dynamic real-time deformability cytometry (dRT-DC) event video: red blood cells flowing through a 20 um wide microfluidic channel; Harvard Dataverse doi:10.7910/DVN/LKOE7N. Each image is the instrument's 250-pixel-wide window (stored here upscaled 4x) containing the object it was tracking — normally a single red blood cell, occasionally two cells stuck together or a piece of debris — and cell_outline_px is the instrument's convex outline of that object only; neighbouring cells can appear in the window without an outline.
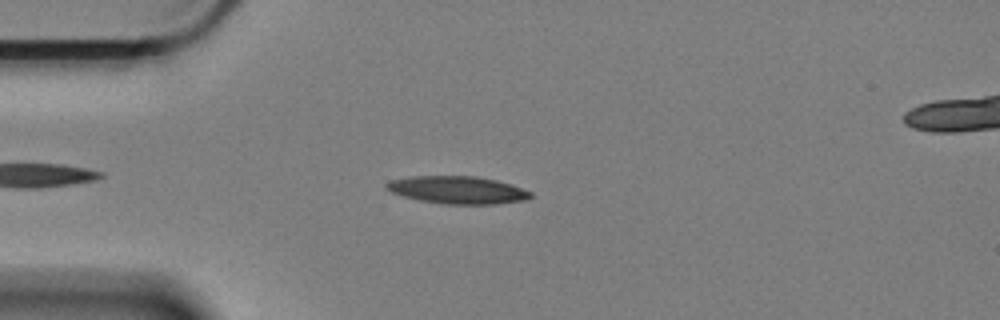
{"species": "Egyptian fruit bat (a non-hibernating species)", "species_latin": "Rousettus aegyptiacus", "temperature_condition": "cold", "stored_images_in_passage": 49, "camera_frame_rate_fps": 3000, "um_per_image_px": 0.085, "animal": {"sex": "female"}, "frame": {"image": 1, "passage_image": 8, "time_ms": 2.333, "image_size_px": [1000, 320], "cell_outline_px": [[532, 196], [524, 200], [496, 204], [440, 204], [420, 200], [404, 196], [392, 192], [384, 184], [392, 180], [408, 176], [476, 176], [496, 180], [532, 192]], "centroid_in_image_um": [38.88, 16.15], "position_along_channel_um": 46.1, "area_um2": 22.95}}
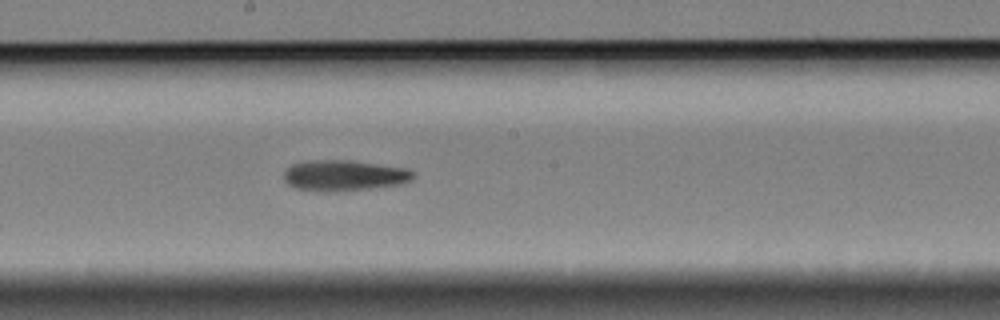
{"frame": {"image": 2, "passage_image": 25, "time_ms": 8.0, "image_size_px": [1000, 320], "cell_outline_px": [[416, 176], [412, 180], [404, 184], [372, 188], [332, 192], [316, 192], [296, 188], [288, 184], [284, 180], [284, 172], [292, 164], [312, 160], [348, 160], [408, 168], [416, 172]], "centroid_in_image_um": [29.3, 14.93], "position_along_channel_um": 218.9, "area_um2": 23.58}}
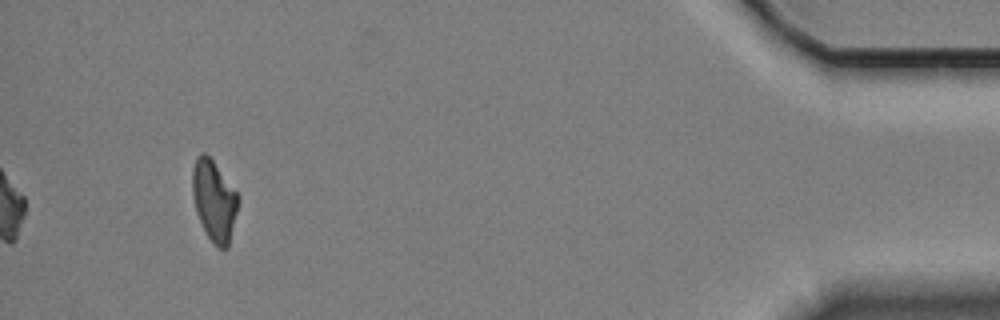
{"frame": {"image": 3, "passage_image": 49, "time_ms": 16.0, "image_size_px": [1000, 320], "cell_outline_px": [[240, 200], [228, 248], [220, 248], [208, 236], [196, 212], [192, 196], [192, 172], [196, 156], [200, 152], [204, 152], [212, 160], [240, 196]], "centroid_in_image_um": [18.2, 17.02], "position_along_channel_um": 417.0, "area_um2": 21.44}}